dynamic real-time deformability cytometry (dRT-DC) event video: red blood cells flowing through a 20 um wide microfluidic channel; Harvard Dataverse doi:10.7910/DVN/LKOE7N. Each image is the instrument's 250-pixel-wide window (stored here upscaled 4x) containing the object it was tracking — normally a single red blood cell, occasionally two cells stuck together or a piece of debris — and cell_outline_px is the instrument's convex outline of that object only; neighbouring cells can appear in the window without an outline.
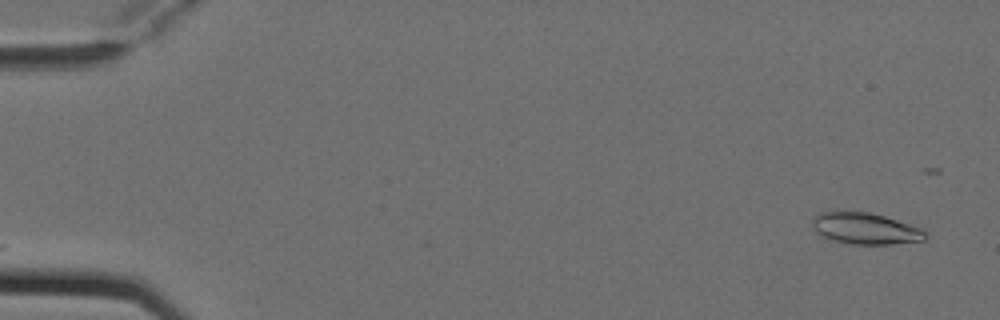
{"species": "Egyptian fruit bat (a non-hibernating species)", "species_latin": "Rousettus aegyptiacus", "temperature_condition": "cold", "stored_images_in_passage": 6, "camera_frame_rate_fps": 3000, "um_per_image_px": 0.085, "animal": {"sex": "female"}, "frame": {"image": 1, "passage_image": 1, "time_ms": 0.0, "image_size_px": [1000, 320], "cell_outline_px": [[928, 236], [924, 240], [892, 244], [848, 244], [832, 240], [816, 232], [812, 228], [812, 216], [820, 212], [868, 212], [884, 216], [920, 228], [928, 232]], "centroid_in_image_um": [73.54, 19.43], "position_along_channel_um": 11.5, "area_um2": 20.63}}
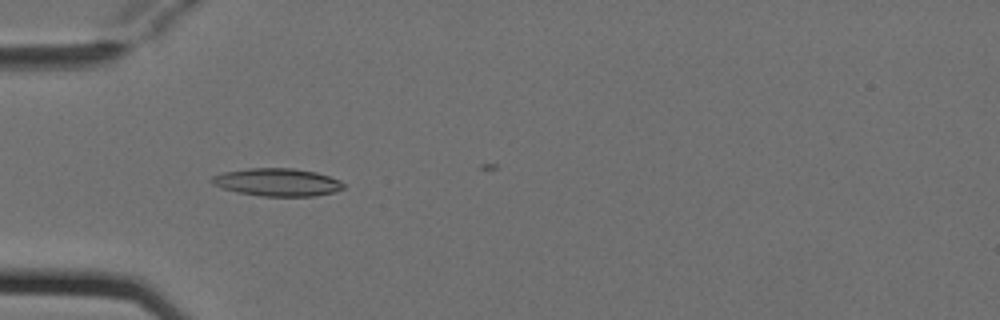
{"frame": {"image": 2, "passage_image": 5, "time_ms": 1.333, "image_size_px": [1000, 320], "cell_outline_px": [[344, 188], [332, 192], [316, 196], [260, 196], [236, 192], [220, 188], [212, 184], [208, 180], [212, 176], [224, 172], [248, 168], [292, 168], [316, 172], [340, 180], [344, 184]], "centroid_in_image_um": [23.52, 15.49], "position_along_channel_um": 61.5, "area_um2": 21.44}}